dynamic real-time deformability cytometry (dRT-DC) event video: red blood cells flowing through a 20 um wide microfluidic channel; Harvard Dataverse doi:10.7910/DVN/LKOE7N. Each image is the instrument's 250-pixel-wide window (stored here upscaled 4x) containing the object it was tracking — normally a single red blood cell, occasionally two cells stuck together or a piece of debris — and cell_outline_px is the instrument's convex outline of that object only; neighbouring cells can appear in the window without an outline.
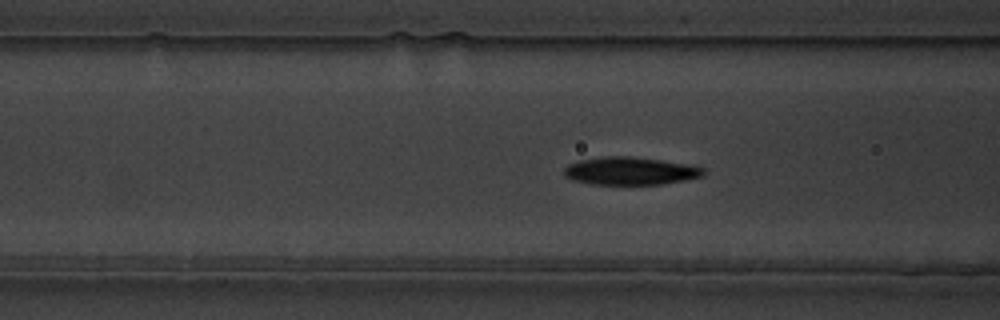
{"species": "common noctule bat (a hibernating species)", "species_latin": "Nyctalus noctula", "temperature_condition": "warm", "stored_images_in_passage": 58, "camera_frame_rate_fps": 3000, "um_per_image_px": 0.085, "animal": {"sex": "male", "body_mass_g": 19.5, "forearm_length_mm": 54.6}, "frame": {"image": 1, "passage_image": 21, "time_ms": 6.667, "image_size_px": [1000, 320], "cell_outline_px": [[704, 176], [684, 180], [660, 184], [592, 184], [572, 180], [564, 176], [564, 168], [568, 164], [580, 160], [604, 156], [632, 156], [692, 164], [704, 168]], "centroid_in_image_um": [53.58, 14.52], "position_along_channel_um": 113.0, "area_um2": 22.72}}
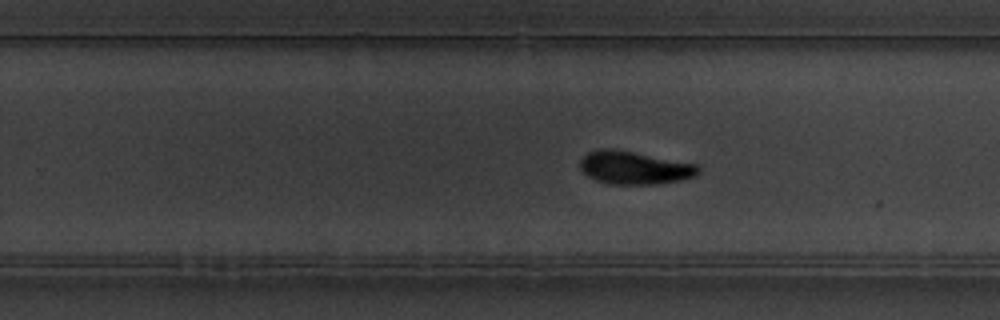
{"frame": {"image": 2, "passage_image": 35, "time_ms": 11.333, "image_size_px": [1000, 320], "cell_outline_px": [[700, 172], [696, 176], [680, 180], [660, 184], [608, 184], [596, 180], [588, 176], [580, 168], [580, 160], [588, 152], [600, 148], [612, 148], [696, 164], [700, 168]], "centroid_in_image_um": [53.92, 14.26], "position_along_channel_um": 275.9, "area_um2": 22.72}}
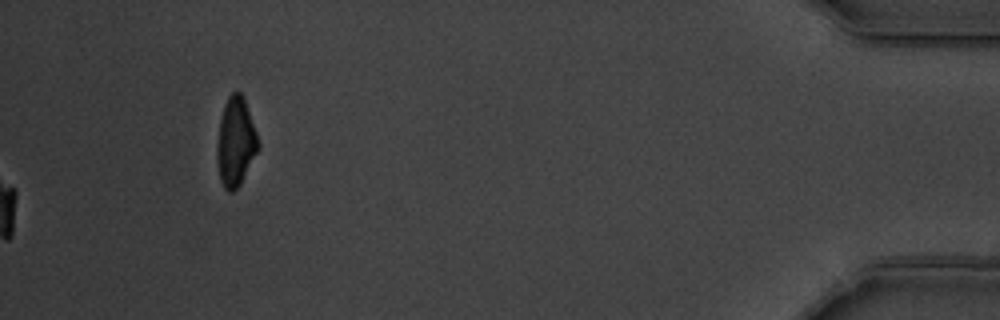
{"frame": {"image": 3, "passage_image": 58, "time_ms": 19.0, "image_size_px": [1000, 320], "cell_outline_px": [[260, 148], [240, 184], [232, 192], [228, 192], [224, 188], [220, 180], [216, 160], [216, 148], [220, 120], [224, 104], [228, 96], [232, 92], [240, 92], [244, 96], [260, 144]], "centroid_in_image_um": [20.02, 12.07], "position_along_channel_um": 415.2, "area_um2": 21.5}, "authors_computed_cell_mechanics": {"area_um2": 22.1085, "velocity_mm_per_s": 3.4973, "shape_relaxation_time_tau1_ms": 3.31, "shape_relaxation_time_tau2_ms": 3.3214, "deformation_change_tau1": 0.1627, "deformation_change_tau2": 0.0862}}